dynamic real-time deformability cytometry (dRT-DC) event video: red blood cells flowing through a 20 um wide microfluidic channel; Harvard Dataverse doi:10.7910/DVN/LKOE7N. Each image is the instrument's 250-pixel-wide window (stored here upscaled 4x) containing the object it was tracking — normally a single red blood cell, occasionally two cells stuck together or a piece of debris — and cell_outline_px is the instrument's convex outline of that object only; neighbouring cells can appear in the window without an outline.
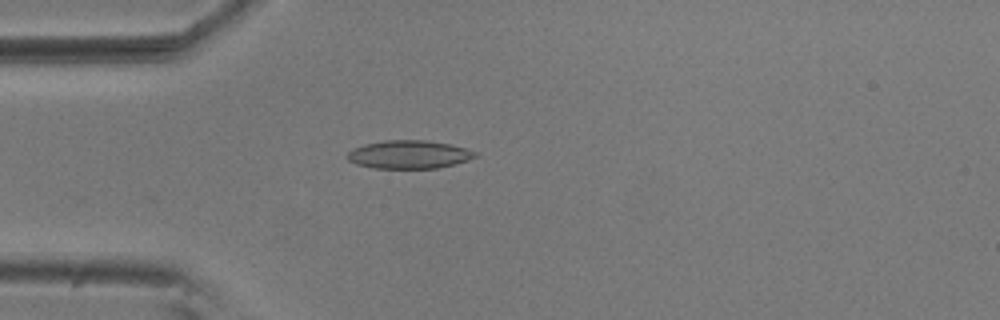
{"species": "common noctule bat (a hibernating species)", "species_latin": "Nyctalus noctula", "temperature_condition": "room temperature", "stored_images_in_passage": 50, "camera_frame_rate_fps": 3000, "um_per_image_px": 0.085, "animal": {"sex": "male", "body_mass_g": 20.5, "forearm_length_mm": 52.5}, "frame": {"image": 1, "passage_image": 10, "time_ms": 3.0, "image_size_px": [1000, 320], "cell_outline_px": [[480, 156], [468, 160], [436, 168], [372, 168], [356, 164], [348, 160], [344, 156], [352, 148], [364, 144], [384, 140], [428, 140], [448, 144], [480, 152]], "centroid_in_image_um": [34.74, 13.13], "position_along_channel_um": 50.3, "area_um2": 21.21}}
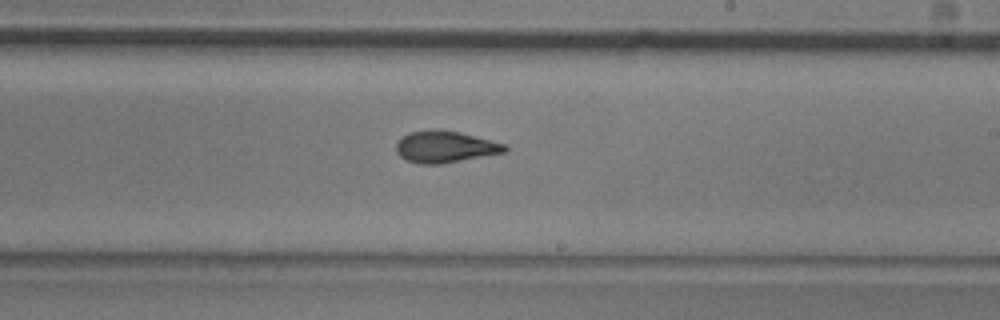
{"frame": {"image": 2, "passage_image": 27, "time_ms": 8.667, "image_size_px": [1000, 320], "cell_outline_px": [[508, 148], [504, 152], [440, 164], [420, 164], [408, 160], [400, 156], [396, 152], [396, 144], [408, 132], [432, 128], [440, 128], [460, 132], [508, 144]], "centroid_in_image_um": [37.84, 12.45], "position_along_channel_um": 251.2, "area_um2": 20.17}}
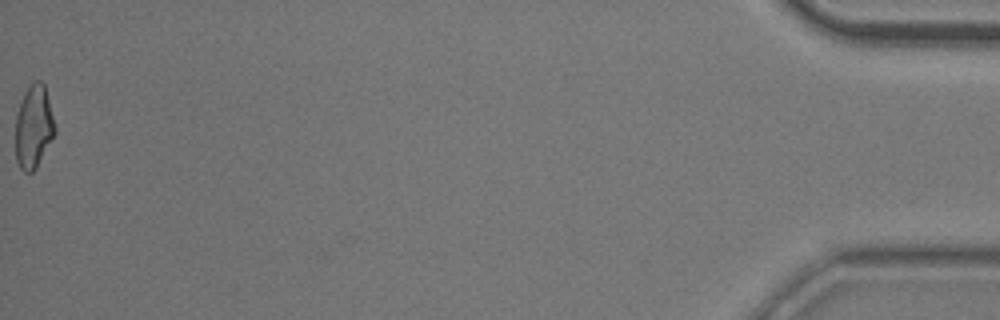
{"frame": {"image": 3, "passage_image": 50, "time_ms": 16.333, "image_size_px": [1000, 320], "cell_outline_px": [[56, 132], [36, 168], [32, 172], [24, 172], [20, 168], [16, 160], [16, 112], [28, 88], [36, 80], [40, 80], [44, 84], [56, 128]], "centroid_in_image_um": [2.86, 10.81], "position_along_channel_um": 432.3, "area_um2": 18.79}, "authors_computed_cell_mechanics": {"area_um2": 19.7676, "velocity_mm_per_s": 3.6975, "shape_relaxation_time_tau1_ms": 9.3207, "shape_relaxation_time_tau2_ms": 1.6428, "deformation_change_tau1": 0.2292, "deformation_change_tau2": 0.0823}}